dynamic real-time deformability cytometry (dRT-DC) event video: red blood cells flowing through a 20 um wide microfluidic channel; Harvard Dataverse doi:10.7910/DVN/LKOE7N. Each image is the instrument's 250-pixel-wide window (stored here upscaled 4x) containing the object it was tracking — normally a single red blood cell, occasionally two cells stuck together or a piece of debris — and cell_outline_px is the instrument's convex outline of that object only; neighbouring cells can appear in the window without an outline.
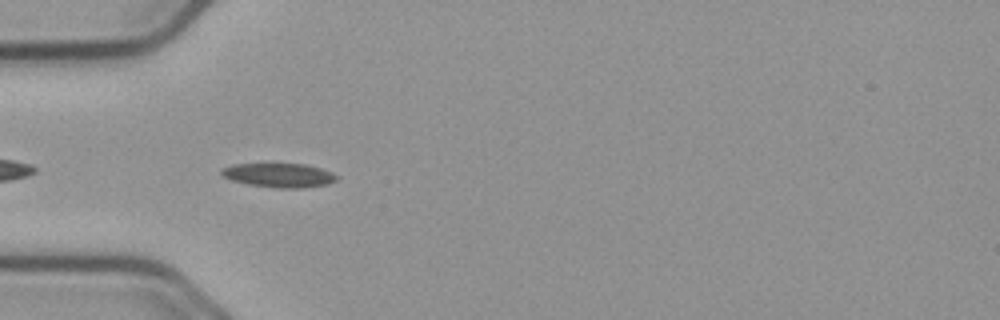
{"species": "common noctule bat (a hibernating species)", "species_latin": "Nyctalus noctula", "temperature_condition": "cold", "stored_images_in_passage": 42, "camera_frame_rate_fps": 3000, "um_per_image_px": 0.085, "animal": {"sex": "male", "body_mass_g": 23.1, "forearm_length_mm": 52.7}, "frame": {"image": 1, "passage_image": 4, "time_ms": 1.0, "image_size_px": [1000, 320], "cell_outline_px": [[336, 180], [328, 184], [304, 188], [276, 188], [248, 184], [232, 180], [224, 176], [220, 172], [220, 168], [232, 164], [308, 164], [332, 172], [336, 176]], "centroid_in_image_um": [23.71, 14.89], "position_along_channel_um": 61.3, "area_um2": 16.18}}
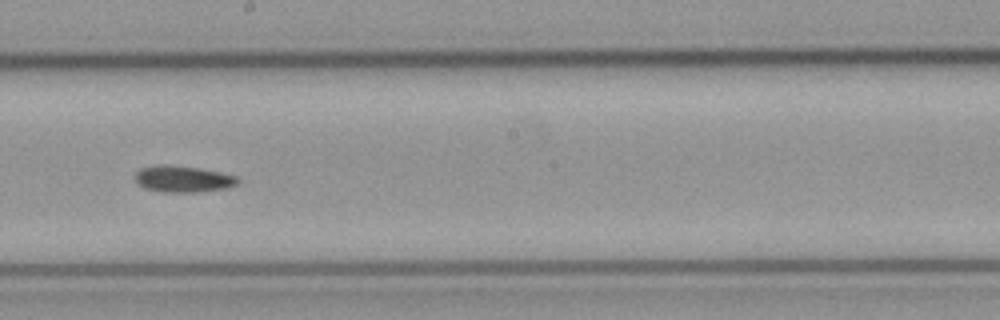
{"frame": {"image": 2, "passage_image": 18, "time_ms": 5.667, "image_size_px": [1000, 320], "cell_outline_px": [[240, 180], [236, 184], [228, 188], [200, 192], [164, 192], [144, 188], [136, 180], [136, 172], [140, 168], [156, 164], [168, 164], [200, 168], [220, 172], [236, 176]], "centroid_in_image_um": [15.56, 15.2], "position_along_channel_um": 232.6, "area_um2": 15.95}}
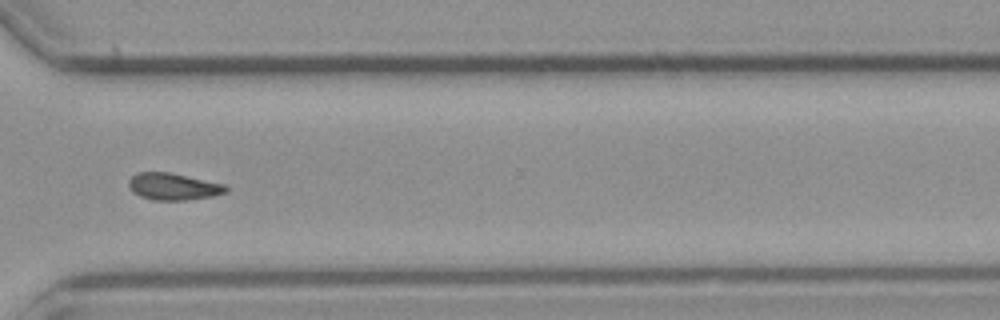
{"frame": {"image": 3, "passage_image": 28, "time_ms": 9.0, "image_size_px": [1000, 320], "cell_outline_px": [[228, 192], [212, 196], [184, 200], [156, 200], [140, 196], [132, 192], [128, 184], [128, 180], [136, 172], [168, 172], [224, 184], [228, 188]], "centroid_in_image_um": [14.71, 15.85], "position_along_channel_um": 355.9, "area_um2": 15.14}}